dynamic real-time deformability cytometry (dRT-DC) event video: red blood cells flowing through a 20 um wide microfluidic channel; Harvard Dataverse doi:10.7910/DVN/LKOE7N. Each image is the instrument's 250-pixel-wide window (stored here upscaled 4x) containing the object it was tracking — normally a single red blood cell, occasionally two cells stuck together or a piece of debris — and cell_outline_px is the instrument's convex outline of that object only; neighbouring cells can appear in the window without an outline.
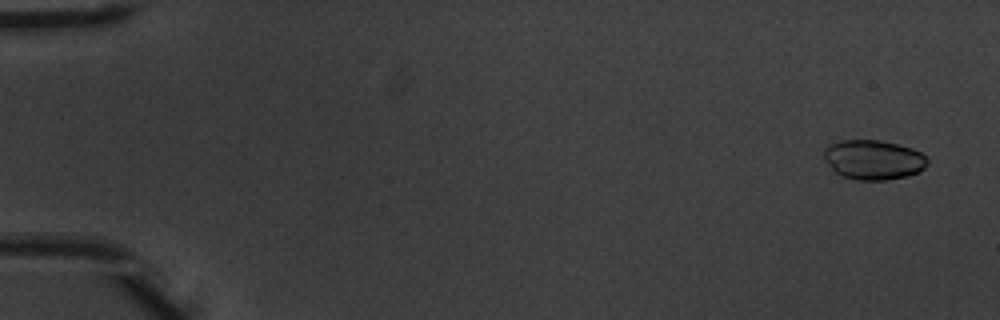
{"species": "common noctule bat (a hibernating species)", "species_latin": "Nyctalus noctula", "temperature_condition": "warm", "stored_images_in_passage": 52, "camera_frame_rate_fps": 3000, "um_per_image_px": 0.085, "animal": {"sex": "male", "body_mass_g": 20.1, "forearm_length_mm": 53.5}, "frame": {"image": 1, "passage_image": 2, "time_ms": 0.333, "image_size_px": [1000, 320], "cell_outline_px": [[928, 164], [920, 172], [908, 176], [888, 180], [856, 180], [844, 176], [836, 172], [824, 160], [824, 152], [832, 144], [840, 140], [880, 140], [912, 148], [920, 152], [928, 160]], "centroid_in_image_um": [74.28, 13.59], "position_along_channel_um": 10.7, "area_um2": 23.81}}
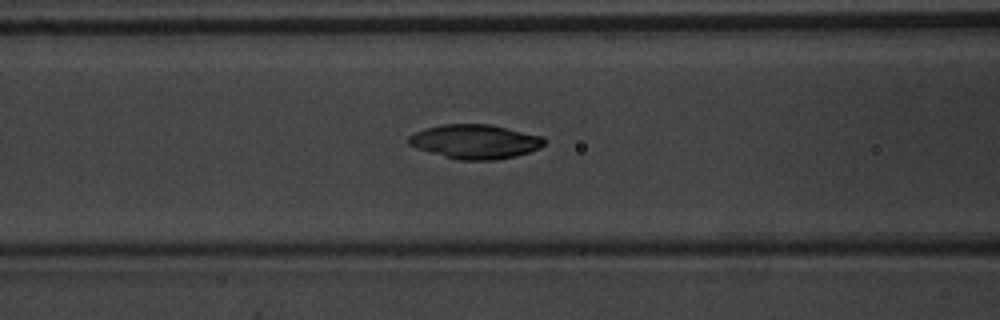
{"frame": {"image": 2, "passage_image": 22, "time_ms": 7.0, "image_size_px": [1000, 320], "cell_outline_px": [[544, 144], [540, 148], [516, 156], [496, 160], [460, 160], [444, 156], [416, 148], [408, 144], [408, 136], [424, 128], [440, 124], [488, 124], [544, 136]], "centroid_in_image_um": [40.37, 12.03], "position_along_channel_um": 126.2, "area_um2": 27.05}}
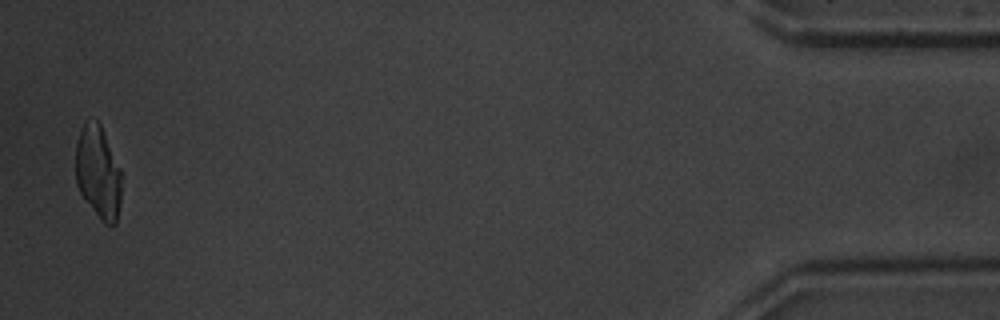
{"frame": {"image": 3, "passage_image": 51, "time_ms": 16.667, "image_size_px": [1000, 320], "cell_outline_px": [[120, 204], [116, 224], [112, 228], [104, 224], [100, 220], [80, 192], [76, 184], [76, 144], [80, 128], [84, 120], [96, 120], [100, 124], [120, 168]], "centroid_in_image_um": [8.33, 14.67], "position_along_channel_um": 426.9, "area_um2": 24.85}, "authors_computed_cell_mechanics": {"area_um2": 26.1256, "velocity_mm_per_s": 3.9453, "shape_relaxation_time_tau1_ms": 4.3, "shape_relaxation_time_tau2_ms": 6.8273, "deformation_change_tau1": 0.0888, "deformation_change_tau2": 0.0748}}